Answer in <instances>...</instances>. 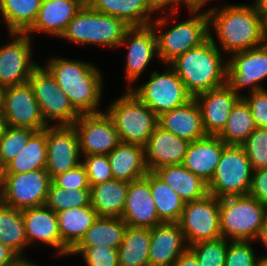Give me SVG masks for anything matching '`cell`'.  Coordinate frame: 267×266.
Segmentation results:
<instances>
[{"instance_id": "6da1fadb", "label": "cell", "mask_w": 267, "mask_h": 266, "mask_svg": "<svg viewBox=\"0 0 267 266\" xmlns=\"http://www.w3.org/2000/svg\"><path fill=\"white\" fill-rule=\"evenodd\" d=\"M212 32L209 28V38L205 42L179 55L169 64L193 98L226 84L228 61L225 62Z\"/></svg>"}, {"instance_id": "7a4b0ae2", "label": "cell", "mask_w": 267, "mask_h": 266, "mask_svg": "<svg viewBox=\"0 0 267 266\" xmlns=\"http://www.w3.org/2000/svg\"><path fill=\"white\" fill-rule=\"evenodd\" d=\"M220 9V10H219ZM223 52L233 54L262 46L261 15L255 3L224 5L205 10Z\"/></svg>"}, {"instance_id": "3957f363", "label": "cell", "mask_w": 267, "mask_h": 266, "mask_svg": "<svg viewBox=\"0 0 267 266\" xmlns=\"http://www.w3.org/2000/svg\"><path fill=\"white\" fill-rule=\"evenodd\" d=\"M45 66L80 114L102 112L103 76L95 65L54 57Z\"/></svg>"}, {"instance_id": "277c9868", "label": "cell", "mask_w": 267, "mask_h": 266, "mask_svg": "<svg viewBox=\"0 0 267 266\" xmlns=\"http://www.w3.org/2000/svg\"><path fill=\"white\" fill-rule=\"evenodd\" d=\"M191 11L185 21L179 22L170 29L158 33V29L164 28L168 18L160 16L150 24L157 38L158 58L162 63L170 64L179 55L201 45L209 38V17L206 11ZM165 24V25H164Z\"/></svg>"}, {"instance_id": "5b68a950", "label": "cell", "mask_w": 267, "mask_h": 266, "mask_svg": "<svg viewBox=\"0 0 267 266\" xmlns=\"http://www.w3.org/2000/svg\"><path fill=\"white\" fill-rule=\"evenodd\" d=\"M129 28L122 19L99 13L85 3L61 37L77 44L115 48L120 46Z\"/></svg>"}, {"instance_id": "8992f818", "label": "cell", "mask_w": 267, "mask_h": 266, "mask_svg": "<svg viewBox=\"0 0 267 266\" xmlns=\"http://www.w3.org/2000/svg\"><path fill=\"white\" fill-rule=\"evenodd\" d=\"M106 111L123 143L145 147L158 126V116L130 89L111 103Z\"/></svg>"}, {"instance_id": "52a82bcc", "label": "cell", "mask_w": 267, "mask_h": 266, "mask_svg": "<svg viewBox=\"0 0 267 266\" xmlns=\"http://www.w3.org/2000/svg\"><path fill=\"white\" fill-rule=\"evenodd\" d=\"M265 223L264 205L249 194L220 199L221 237L226 240L256 241Z\"/></svg>"}, {"instance_id": "ba28073f", "label": "cell", "mask_w": 267, "mask_h": 266, "mask_svg": "<svg viewBox=\"0 0 267 266\" xmlns=\"http://www.w3.org/2000/svg\"><path fill=\"white\" fill-rule=\"evenodd\" d=\"M252 167L241 146L227 145L221 154L215 173L208 184V193L218 199L248 195Z\"/></svg>"}, {"instance_id": "9c48e42d", "label": "cell", "mask_w": 267, "mask_h": 266, "mask_svg": "<svg viewBox=\"0 0 267 266\" xmlns=\"http://www.w3.org/2000/svg\"><path fill=\"white\" fill-rule=\"evenodd\" d=\"M28 83L33 89L42 117L47 125L50 121L55 120L58 122L55 126H72L81 115L44 66L39 65L32 72Z\"/></svg>"}, {"instance_id": "30bf717a", "label": "cell", "mask_w": 267, "mask_h": 266, "mask_svg": "<svg viewBox=\"0 0 267 266\" xmlns=\"http://www.w3.org/2000/svg\"><path fill=\"white\" fill-rule=\"evenodd\" d=\"M168 67L161 74L153 71L148 82L130 89L157 116L182 106L193 98L176 71L170 65Z\"/></svg>"}, {"instance_id": "8fae6325", "label": "cell", "mask_w": 267, "mask_h": 266, "mask_svg": "<svg viewBox=\"0 0 267 266\" xmlns=\"http://www.w3.org/2000/svg\"><path fill=\"white\" fill-rule=\"evenodd\" d=\"M178 223L188 247L220 238V199L207 194L201 199L185 203Z\"/></svg>"}, {"instance_id": "7c38bea8", "label": "cell", "mask_w": 267, "mask_h": 266, "mask_svg": "<svg viewBox=\"0 0 267 266\" xmlns=\"http://www.w3.org/2000/svg\"><path fill=\"white\" fill-rule=\"evenodd\" d=\"M50 184L46 169L5 174L0 201L20 210L45 205Z\"/></svg>"}, {"instance_id": "4fadbf2b", "label": "cell", "mask_w": 267, "mask_h": 266, "mask_svg": "<svg viewBox=\"0 0 267 266\" xmlns=\"http://www.w3.org/2000/svg\"><path fill=\"white\" fill-rule=\"evenodd\" d=\"M82 155H108L120 143L113 120L106 112L81 114L72 125Z\"/></svg>"}, {"instance_id": "5bb4252c", "label": "cell", "mask_w": 267, "mask_h": 266, "mask_svg": "<svg viewBox=\"0 0 267 266\" xmlns=\"http://www.w3.org/2000/svg\"><path fill=\"white\" fill-rule=\"evenodd\" d=\"M228 59L226 84L241 97L239 91L250 87V93L265 89L259 82L267 78V45L239 51Z\"/></svg>"}, {"instance_id": "9a60e30c", "label": "cell", "mask_w": 267, "mask_h": 266, "mask_svg": "<svg viewBox=\"0 0 267 266\" xmlns=\"http://www.w3.org/2000/svg\"><path fill=\"white\" fill-rule=\"evenodd\" d=\"M12 41L0 47V88L28 82L39 64L32 61L31 36L26 33H10Z\"/></svg>"}, {"instance_id": "2e32d148", "label": "cell", "mask_w": 267, "mask_h": 266, "mask_svg": "<svg viewBox=\"0 0 267 266\" xmlns=\"http://www.w3.org/2000/svg\"><path fill=\"white\" fill-rule=\"evenodd\" d=\"M3 116L7 126L44 130L47 125L30 84L3 88Z\"/></svg>"}, {"instance_id": "e0dca14e", "label": "cell", "mask_w": 267, "mask_h": 266, "mask_svg": "<svg viewBox=\"0 0 267 266\" xmlns=\"http://www.w3.org/2000/svg\"><path fill=\"white\" fill-rule=\"evenodd\" d=\"M47 162L46 171L50 178L67 172L79 164L82 160L78 135L73 126L46 127Z\"/></svg>"}, {"instance_id": "ac0fdd59", "label": "cell", "mask_w": 267, "mask_h": 266, "mask_svg": "<svg viewBox=\"0 0 267 266\" xmlns=\"http://www.w3.org/2000/svg\"><path fill=\"white\" fill-rule=\"evenodd\" d=\"M127 45L126 58V80L130 86L138 79V77L146 69L152 58L157 53V38L151 25L142 27H130L120 43V46Z\"/></svg>"}, {"instance_id": "d6986e66", "label": "cell", "mask_w": 267, "mask_h": 266, "mask_svg": "<svg viewBox=\"0 0 267 266\" xmlns=\"http://www.w3.org/2000/svg\"><path fill=\"white\" fill-rule=\"evenodd\" d=\"M121 218L130 227L154 228L163 223L152 198L150 171L145 177L128 184L126 203Z\"/></svg>"}, {"instance_id": "ffe728a7", "label": "cell", "mask_w": 267, "mask_h": 266, "mask_svg": "<svg viewBox=\"0 0 267 266\" xmlns=\"http://www.w3.org/2000/svg\"><path fill=\"white\" fill-rule=\"evenodd\" d=\"M241 98L227 84L195 97L207 135L217 136L225 127L233 106Z\"/></svg>"}, {"instance_id": "44dd1931", "label": "cell", "mask_w": 267, "mask_h": 266, "mask_svg": "<svg viewBox=\"0 0 267 266\" xmlns=\"http://www.w3.org/2000/svg\"><path fill=\"white\" fill-rule=\"evenodd\" d=\"M189 144V141L177 137L158 125L144 147L148 171L154 172L166 165L182 164Z\"/></svg>"}, {"instance_id": "7402d4cb", "label": "cell", "mask_w": 267, "mask_h": 266, "mask_svg": "<svg viewBox=\"0 0 267 266\" xmlns=\"http://www.w3.org/2000/svg\"><path fill=\"white\" fill-rule=\"evenodd\" d=\"M188 248L178 222H163L151 228L149 265L173 266Z\"/></svg>"}, {"instance_id": "603a6c76", "label": "cell", "mask_w": 267, "mask_h": 266, "mask_svg": "<svg viewBox=\"0 0 267 266\" xmlns=\"http://www.w3.org/2000/svg\"><path fill=\"white\" fill-rule=\"evenodd\" d=\"M85 3L86 0H42L36 21L26 34L40 31L61 37Z\"/></svg>"}, {"instance_id": "cb8c5ba5", "label": "cell", "mask_w": 267, "mask_h": 266, "mask_svg": "<svg viewBox=\"0 0 267 266\" xmlns=\"http://www.w3.org/2000/svg\"><path fill=\"white\" fill-rule=\"evenodd\" d=\"M158 125L189 142L207 136L202 124L201 110L195 98L182 106L160 114Z\"/></svg>"}, {"instance_id": "d4e9b609", "label": "cell", "mask_w": 267, "mask_h": 266, "mask_svg": "<svg viewBox=\"0 0 267 266\" xmlns=\"http://www.w3.org/2000/svg\"><path fill=\"white\" fill-rule=\"evenodd\" d=\"M226 146L218 136L212 135L192 141L182 165L209 184Z\"/></svg>"}, {"instance_id": "484cf974", "label": "cell", "mask_w": 267, "mask_h": 266, "mask_svg": "<svg viewBox=\"0 0 267 266\" xmlns=\"http://www.w3.org/2000/svg\"><path fill=\"white\" fill-rule=\"evenodd\" d=\"M22 218L28 245L34 241L54 247L57 255H61V235L58 216L46 205L22 210Z\"/></svg>"}, {"instance_id": "4316f807", "label": "cell", "mask_w": 267, "mask_h": 266, "mask_svg": "<svg viewBox=\"0 0 267 266\" xmlns=\"http://www.w3.org/2000/svg\"><path fill=\"white\" fill-rule=\"evenodd\" d=\"M57 216L61 235V256H67L97 220L98 215L89 205L57 212Z\"/></svg>"}, {"instance_id": "83f0119b", "label": "cell", "mask_w": 267, "mask_h": 266, "mask_svg": "<svg viewBox=\"0 0 267 266\" xmlns=\"http://www.w3.org/2000/svg\"><path fill=\"white\" fill-rule=\"evenodd\" d=\"M95 11L122 19L130 27L150 25L154 13L149 0H86Z\"/></svg>"}, {"instance_id": "f1b7e54d", "label": "cell", "mask_w": 267, "mask_h": 266, "mask_svg": "<svg viewBox=\"0 0 267 266\" xmlns=\"http://www.w3.org/2000/svg\"><path fill=\"white\" fill-rule=\"evenodd\" d=\"M114 179L130 183L149 172L145 162V149L140 145L121 142L108 154Z\"/></svg>"}, {"instance_id": "f546056e", "label": "cell", "mask_w": 267, "mask_h": 266, "mask_svg": "<svg viewBox=\"0 0 267 266\" xmlns=\"http://www.w3.org/2000/svg\"><path fill=\"white\" fill-rule=\"evenodd\" d=\"M154 173L170 186L185 203L201 199L209 194L208 184L182 164L166 165L158 168Z\"/></svg>"}, {"instance_id": "4dcf8cb0", "label": "cell", "mask_w": 267, "mask_h": 266, "mask_svg": "<svg viewBox=\"0 0 267 266\" xmlns=\"http://www.w3.org/2000/svg\"><path fill=\"white\" fill-rule=\"evenodd\" d=\"M128 182L112 179L92 185L91 206L98 217L121 218L128 190Z\"/></svg>"}, {"instance_id": "1f68e13d", "label": "cell", "mask_w": 267, "mask_h": 266, "mask_svg": "<svg viewBox=\"0 0 267 266\" xmlns=\"http://www.w3.org/2000/svg\"><path fill=\"white\" fill-rule=\"evenodd\" d=\"M47 162L46 128L37 131L19 153L5 166V174H21L45 169Z\"/></svg>"}, {"instance_id": "d6a6232c", "label": "cell", "mask_w": 267, "mask_h": 266, "mask_svg": "<svg viewBox=\"0 0 267 266\" xmlns=\"http://www.w3.org/2000/svg\"><path fill=\"white\" fill-rule=\"evenodd\" d=\"M151 228L127 226L118 248L119 266H148Z\"/></svg>"}, {"instance_id": "836d02e7", "label": "cell", "mask_w": 267, "mask_h": 266, "mask_svg": "<svg viewBox=\"0 0 267 266\" xmlns=\"http://www.w3.org/2000/svg\"><path fill=\"white\" fill-rule=\"evenodd\" d=\"M127 228L122 218L98 217L75 247L105 245L118 249Z\"/></svg>"}, {"instance_id": "e575fe53", "label": "cell", "mask_w": 267, "mask_h": 266, "mask_svg": "<svg viewBox=\"0 0 267 266\" xmlns=\"http://www.w3.org/2000/svg\"><path fill=\"white\" fill-rule=\"evenodd\" d=\"M42 0H0L8 33H26L35 23Z\"/></svg>"}, {"instance_id": "d590c367", "label": "cell", "mask_w": 267, "mask_h": 266, "mask_svg": "<svg viewBox=\"0 0 267 266\" xmlns=\"http://www.w3.org/2000/svg\"><path fill=\"white\" fill-rule=\"evenodd\" d=\"M0 241L18 257H23L24 248L28 245L22 210L6 205L1 201Z\"/></svg>"}, {"instance_id": "8d00e7d4", "label": "cell", "mask_w": 267, "mask_h": 266, "mask_svg": "<svg viewBox=\"0 0 267 266\" xmlns=\"http://www.w3.org/2000/svg\"><path fill=\"white\" fill-rule=\"evenodd\" d=\"M256 128L251 110L241 97L231 109L225 127L217 136L226 145L241 146Z\"/></svg>"}, {"instance_id": "74e56055", "label": "cell", "mask_w": 267, "mask_h": 266, "mask_svg": "<svg viewBox=\"0 0 267 266\" xmlns=\"http://www.w3.org/2000/svg\"><path fill=\"white\" fill-rule=\"evenodd\" d=\"M150 189L162 222H178L185 202L159 176L150 171Z\"/></svg>"}, {"instance_id": "f35d334b", "label": "cell", "mask_w": 267, "mask_h": 266, "mask_svg": "<svg viewBox=\"0 0 267 266\" xmlns=\"http://www.w3.org/2000/svg\"><path fill=\"white\" fill-rule=\"evenodd\" d=\"M45 205L56 213L74 207L89 206L91 189L69 190L55 186L51 182Z\"/></svg>"}, {"instance_id": "ab89813d", "label": "cell", "mask_w": 267, "mask_h": 266, "mask_svg": "<svg viewBox=\"0 0 267 266\" xmlns=\"http://www.w3.org/2000/svg\"><path fill=\"white\" fill-rule=\"evenodd\" d=\"M37 131L30 128L6 126L0 136V161L5 167L24 148Z\"/></svg>"}, {"instance_id": "60d3db41", "label": "cell", "mask_w": 267, "mask_h": 266, "mask_svg": "<svg viewBox=\"0 0 267 266\" xmlns=\"http://www.w3.org/2000/svg\"><path fill=\"white\" fill-rule=\"evenodd\" d=\"M228 241L220 237L215 240L195 243L189 248L196 255L199 266H224Z\"/></svg>"}, {"instance_id": "b9f144b4", "label": "cell", "mask_w": 267, "mask_h": 266, "mask_svg": "<svg viewBox=\"0 0 267 266\" xmlns=\"http://www.w3.org/2000/svg\"><path fill=\"white\" fill-rule=\"evenodd\" d=\"M241 147L253 171L267 167V128H256Z\"/></svg>"}, {"instance_id": "7bdbcfd3", "label": "cell", "mask_w": 267, "mask_h": 266, "mask_svg": "<svg viewBox=\"0 0 267 266\" xmlns=\"http://www.w3.org/2000/svg\"><path fill=\"white\" fill-rule=\"evenodd\" d=\"M81 254L87 266H119L118 249L105 245L74 247L69 255Z\"/></svg>"}, {"instance_id": "ee69618b", "label": "cell", "mask_w": 267, "mask_h": 266, "mask_svg": "<svg viewBox=\"0 0 267 266\" xmlns=\"http://www.w3.org/2000/svg\"><path fill=\"white\" fill-rule=\"evenodd\" d=\"M250 242L252 241L228 242L224 266H261V257H256Z\"/></svg>"}, {"instance_id": "f6af8a7d", "label": "cell", "mask_w": 267, "mask_h": 266, "mask_svg": "<svg viewBox=\"0 0 267 266\" xmlns=\"http://www.w3.org/2000/svg\"><path fill=\"white\" fill-rule=\"evenodd\" d=\"M90 187L114 179L108 155L83 156Z\"/></svg>"}, {"instance_id": "bcb514c9", "label": "cell", "mask_w": 267, "mask_h": 266, "mask_svg": "<svg viewBox=\"0 0 267 266\" xmlns=\"http://www.w3.org/2000/svg\"><path fill=\"white\" fill-rule=\"evenodd\" d=\"M51 182L55 186L69 190L91 189L85 166L82 163L67 172L53 177Z\"/></svg>"}, {"instance_id": "7dc6e473", "label": "cell", "mask_w": 267, "mask_h": 266, "mask_svg": "<svg viewBox=\"0 0 267 266\" xmlns=\"http://www.w3.org/2000/svg\"><path fill=\"white\" fill-rule=\"evenodd\" d=\"M248 104L257 128H267V89H261L242 96Z\"/></svg>"}, {"instance_id": "c3c4849f", "label": "cell", "mask_w": 267, "mask_h": 266, "mask_svg": "<svg viewBox=\"0 0 267 266\" xmlns=\"http://www.w3.org/2000/svg\"><path fill=\"white\" fill-rule=\"evenodd\" d=\"M249 195L263 205L267 202V167L252 172Z\"/></svg>"}, {"instance_id": "681fc988", "label": "cell", "mask_w": 267, "mask_h": 266, "mask_svg": "<svg viewBox=\"0 0 267 266\" xmlns=\"http://www.w3.org/2000/svg\"><path fill=\"white\" fill-rule=\"evenodd\" d=\"M149 3L153 11H162L164 13V10H166L165 7H167L168 8L167 10H171L170 14L174 15L175 13L178 12L179 8L177 6H179V4L181 3L183 4L184 0H149ZM174 4L177 6H175ZM169 5H172L174 7H171L170 9Z\"/></svg>"}, {"instance_id": "f907efd6", "label": "cell", "mask_w": 267, "mask_h": 266, "mask_svg": "<svg viewBox=\"0 0 267 266\" xmlns=\"http://www.w3.org/2000/svg\"><path fill=\"white\" fill-rule=\"evenodd\" d=\"M173 266H199L194 252L188 247L174 262Z\"/></svg>"}, {"instance_id": "816d5d0a", "label": "cell", "mask_w": 267, "mask_h": 266, "mask_svg": "<svg viewBox=\"0 0 267 266\" xmlns=\"http://www.w3.org/2000/svg\"><path fill=\"white\" fill-rule=\"evenodd\" d=\"M17 258L19 257L0 241V266H10Z\"/></svg>"}, {"instance_id": "f5cc1de1", "label": "cell", "mask_w": 267, "mask_h": 266, "mask_svg": "<svg viewBox=\"0 0 267 266\" xmlns=\"http://www.w3.org/2000/svg\"><path fill=\"white\" fill-rule=\"evenodd\" d=\"M211 0H184V4L188 7L189 13L191 11H200V9Z\"/></svg>"}, {"instance_id": "db71d44e", "label": "cell", "mask_w": 267, "mask_h": 266, "mask_svg": "<svg viewBox=\"0 0 267 266\" xmlns=\"http://www.w3.org/2000/svg\"><path fill=\"white\" fill-rule=\"evenodd\" d=\"M261 15V26H262V38L264 45H267V14Z\"/></svg>"}, {"instance_id": "11a10c76", "label": "cell", "mask_w": 267, "mask_h": 266, "mask_svg": "<svg viewBox=\"0 0 267 266\" xmlns=\"http://www.w3.org/2000/svg\"><path fill=\"white\" fill-rule=\"evenodd\" d=\"M10 266H39L35 264L34 262L32 263L31 261L29 262L28 260H25L23 257L17 258Z\"/></svg>"}, {"instance_id": "9f6ffc18", "label": "cell", "mask_w": 267, "mask_h": 266, "mask_svg": "<svg viewBox=\"0 0 267 266\" xmlns=\"http://www.w3.org/2000/svg\"><path fill=\"white\" fill-rule=\"evenodd\" d=\"M254 3L260 14H267V0H255Z\"/></svg>"}, {"instance_id": "6f0895ef", "label": "cell", "mask_w": 267, "mask_h": 266, "mask_svg": "<svg viewBox=\"0 0 267 266\" xmlns=\"http://www.w3.org/2000/svg\"><path fill=\"white\" fill-rule=\"evenodd\" d=\"M261 240V242L263 243V245L265 246L266 250H267V221L264 224V227L261 229L257 240Z\"/></svg>"}, {"instance_id": "680465c9", "label": "cell", "mask_w": 267, "mask_h": 266, "mask_svg": "<svg viewBox=\"0 0 267 266\" xmlns=\"http://www.w3.org/2000/svg\"><path fill=\"white\" fill-rule=\"evenodd\" d=\"M4 176H5V167L1 164V161H0V193L2 190L3 182H4Z\"/></svg>"}, {"instance_id": "91938a15", "label": "cell", "mask_w": 267, "mask_h": 266, "mask_svg": "<svg viewBox=\"0 0 267 266\" xmlns=\"http://www.w3.org/2000/svg\"><path fill=\"white\" fill-rule=\"evenodd\" d=\"M6 122L3 115H0V136L3 134L5 128H6Z\"/></svg>"}, {"instance_id": "94428289", "label": "cell", "mask_w": 267, "mask_h": 266, "mask_svg": "<svg viewBox=\"0 0 267 266\" xmlns=\"http://www.w3.org/2000/svg\"><path fill=\"white\" fill-rule=\"evenodd\" d=\"M3 104H4L3 88H0V115H3Z\"/></svg>"}, {"instance_id": "6125c7cd", "label": "cell", "mask_w": 267, "mask_h": 266, "mask_svg": "<svg viewBox=\"0 0 267 266\" xmlns=\"http://www.w3.org/2000/svg\"><path fill=\"white\" fill-rule=\"evenodd\" d=\"M261 266H267V255L261 256Z\"/></svg>"}, {"instance_id": "be15d7a7", "label": "cell", "mask_w": 267, "mask_h": 266, "mask_svg": "<svg viewBox=\"0 0 267 266\" xmlns=\"http://www.w3.org/2000/svg\"><path fill=\"white\" fill-rule=\"evenodd\" d=\"M264 208H265V219L267 221V202L264 204Z\"/></svg>"}]
</instances>
